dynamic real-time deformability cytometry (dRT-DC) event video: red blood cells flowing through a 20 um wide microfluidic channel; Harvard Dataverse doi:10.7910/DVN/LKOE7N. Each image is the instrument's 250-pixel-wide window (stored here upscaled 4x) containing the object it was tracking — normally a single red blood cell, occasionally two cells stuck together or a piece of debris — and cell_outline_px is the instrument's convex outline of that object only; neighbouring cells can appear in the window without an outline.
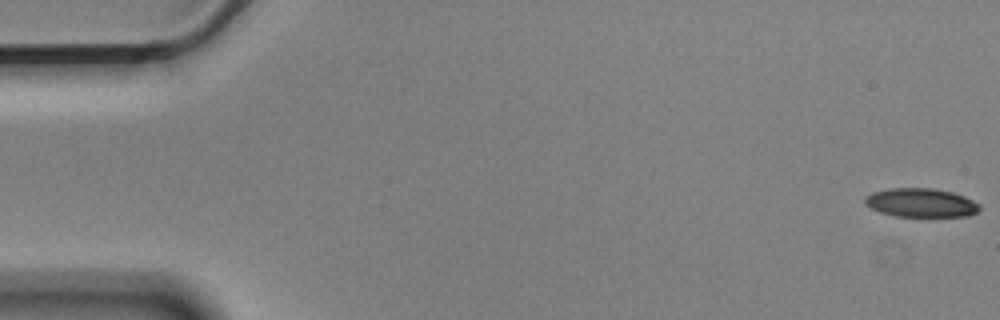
{"species": "Egyptian fruit bat (a non-hibernating species)", "species_latin": "Rousettus aegyptiacus", "temperature_condition": "cold", "stored_images_in_passage": 56, "camera_frame_rate_fps": 3000, "um_per_image_px": 0.085, "animal": {"sex": "male"}, "frame": {"image": 1, "passage_image": 1, "time_ms": 0.0, "image_size_px": [1000, 320], "cell_outline_px": [[980, 208], [976, 212], [968, 216], [892, 216], [880, 212], [872, 208], [864, 200], [864, 196], [872, 192], [888, 188], [932, 188], [952, 192], [964, 196], [980, 204]], "centroid_in_image_um": [78.27, 17.22], "position_along_channel_um": 6.7, "area_um2": 19.19}}
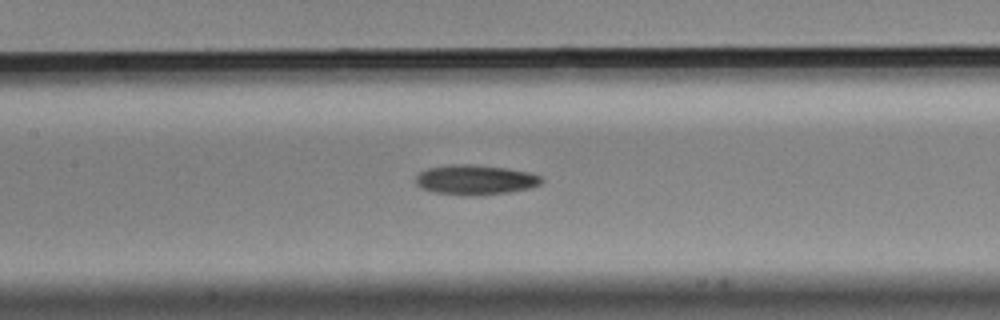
{"frame": {"image": 2, "passage_image": 26, "time_ms": 8.333, "image_size_px": [1000, 320], "cell_outline_px": [[544, 180], [540, 184], [532, 188], [508, 192], [480, 196], [436, 192], [424, 188], [416, 184], [416, 176], [420, 172], [428, 168], [452, 164], [472, 164], [508, 168], [528, 172], [540, 176]], "centroid_in_image_um": [40.45, 15.27], "position_along_channel_um": 167.0, "area_um2": 21.79}}
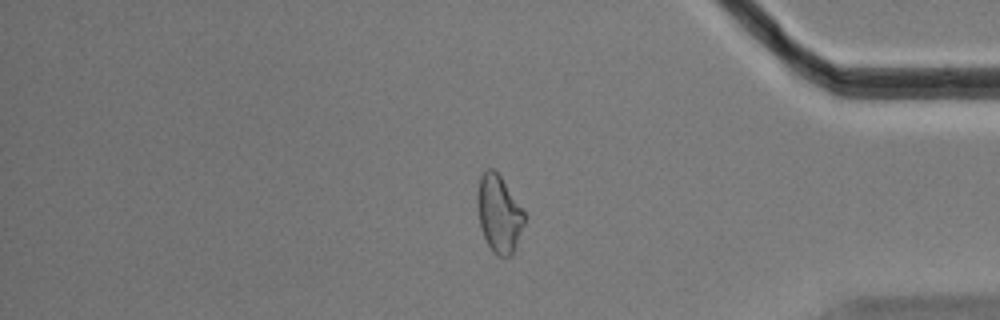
{"frame": {"image": 3, "passage_image": 47, "time_ms": 15.333, "image_size_px": [1000, 320], "cell_outline_px": [[524, 224], [512, 256], [496, 256], [492, 252], [484, 236], [480, 224], [476, 208], [476, 196], [480, 176], [488, 168], [492, 168], [500, 176], [524, 212]], "centroid_in_image_um": [42.38, 18.19], "position_along_channel_um": 392.8, "area_um2": 20.98}, "authors_computed_cell_mechanics": {"area_um2": 20.8947, "velocity_mm_per_s": 3.5893, "shape_relaxation_time_tau1_ms": 10.9828, "shape_relaxation_time_tau2_ms": null, "deformation_change_tau1": 0.2183, "deformation_change_tau2": null}}